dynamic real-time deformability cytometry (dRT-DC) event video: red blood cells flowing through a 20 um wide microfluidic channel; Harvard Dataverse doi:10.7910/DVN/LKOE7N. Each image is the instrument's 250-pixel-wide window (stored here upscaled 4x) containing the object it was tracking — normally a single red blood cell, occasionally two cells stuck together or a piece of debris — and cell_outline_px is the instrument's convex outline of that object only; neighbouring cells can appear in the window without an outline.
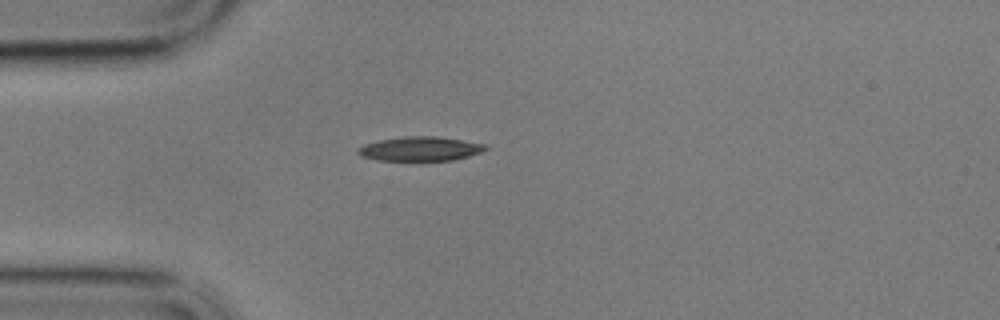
{"species": "common noctule bat (a hibernating species)", "species_latin": "Nyctalus noctula", "temperature_condition": "cold", "stored_images_in_passage": 43, "camera_frame_rate_fps": 3000, "um_per_image_px": 0.085, "animal": {"sex": "male", "body_mass_g": 17.9}, "frame": {"image": 1, "passage_image": 1, "time_ms": 0.0, "image_size_px": [1000, 320], "cell_outline_px": [[488, 148], [480, 152], [468, 156], [452, 160], [376, 160], [360, 156], [356, 152], [356, 148], [364, 144], [380, 140], [404, 136], [436, 136], [488, 144]], "centroid_in_image_um": [35.69, 12.64], "position_along_channel_um": 49.3, "area_um2": 18.03}}
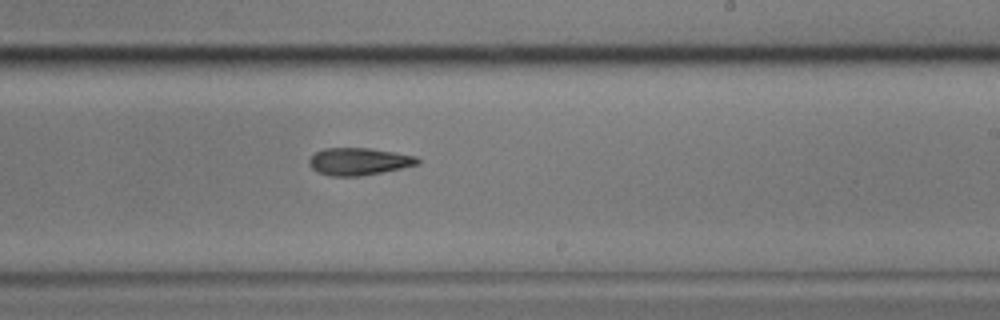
{"frame": {"image": 2, "passage_image": 20, "time_ms": 6.333, "image_size_px": [1000, 320], "cell_outline_px": [[420, 164], [360, 176], [328, 176], [316, 172], [308, 164], [308, 160], [316, 152], [324, 148], [368, 148], [396, 152], [416, 156], [420, 160]], "centroid_in_image_um": [30.48, 13.72], "position_along_channel_um": 258.5, "area_um2": 17.28}}
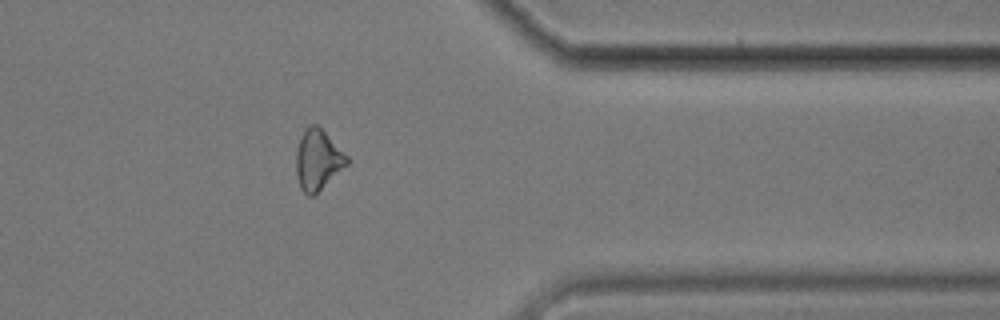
{"frame": {"image": 3, "passage_image": 32, "time_ms": 10.333, "image_size_px": [1000, 320], "cell_outline_px": [[348, 164], [312, 196], [308, 196], [300, 188], [296, 176], [296, 152], [300, 136], [304, 128], [308, 124], [316, 124], [348, 156]], "centroid_in_image_um": [26.98, 13.57], "position_along_channel_um": 384.4, "area_um2": 17.69}}